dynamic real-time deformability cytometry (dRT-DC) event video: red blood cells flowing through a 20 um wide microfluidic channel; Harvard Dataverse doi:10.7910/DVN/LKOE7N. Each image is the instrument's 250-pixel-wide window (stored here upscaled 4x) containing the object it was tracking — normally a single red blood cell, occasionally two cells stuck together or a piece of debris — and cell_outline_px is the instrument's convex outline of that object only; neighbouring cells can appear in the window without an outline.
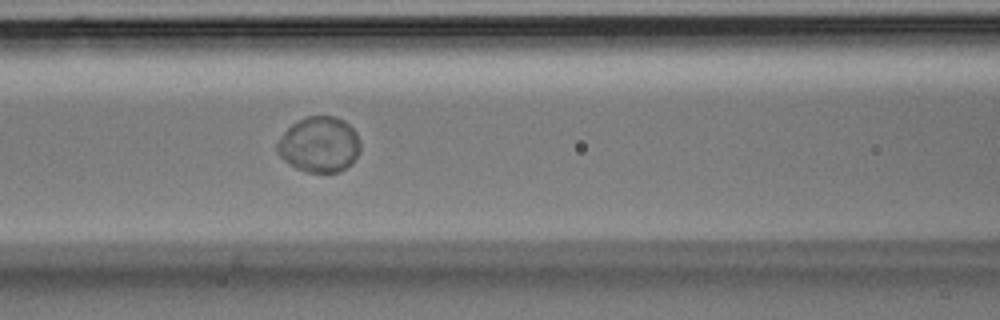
{"species": "Egyptian fruit bat (a non-hibernating species)", "species_latin": "Rousettus aegyptiacus", "temperature_condition": "room temperature", "stored_images_in_passage": 30, "camera_frame_rate_fps": 3000, "um_per_image_px": 0.085, "animal": {"sex": "male"}, "frame": {"image": 1, "passage_image": 7, "time_ms": 2.0, "image_size_px": [1000, 320], "cell_outline_px": [[360, 152], [352, 164], [336, 172], [308, 172], [296, 168], [284, 160], [276, 152], [276, 144], [284, 132], [292, 124], [308, 116], [336, 116], [344, 120], [356, 132], [360, 140]], "centroid_in_image_um": [27.15, 12.28], "position_along_channel_um": 139.4, "area_um2": 26.93}}
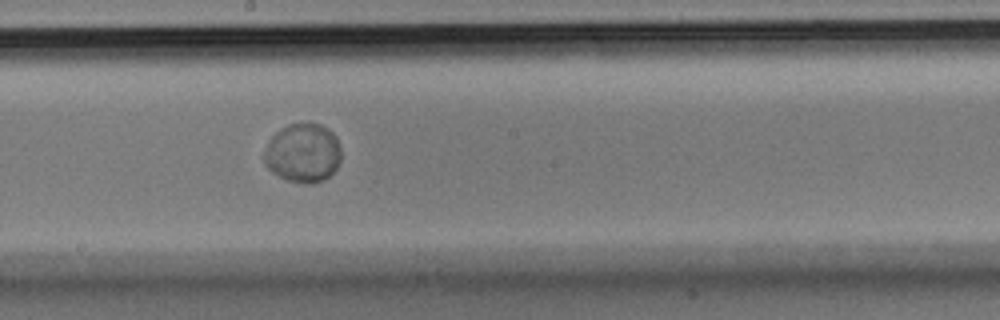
{"frame": {"image": 2, "passage_image": 13, "time_ms": 4.0, "image_size_px": [1000, 320], "cell_outline_px": [[340, 160], [336, 168], [324, 180], [312, 184], [304, 184], [284, 180], [272, 172], [264, 164], [264, 152], [272, 136], [280, 128], [288, 124], [320, 124], [328, 128], [336, 136], [340, 148]], "centroid_in_image_um": [25.74, 13.03], "position_along_channel_um": 222.5, "area_um2": 26.59}}
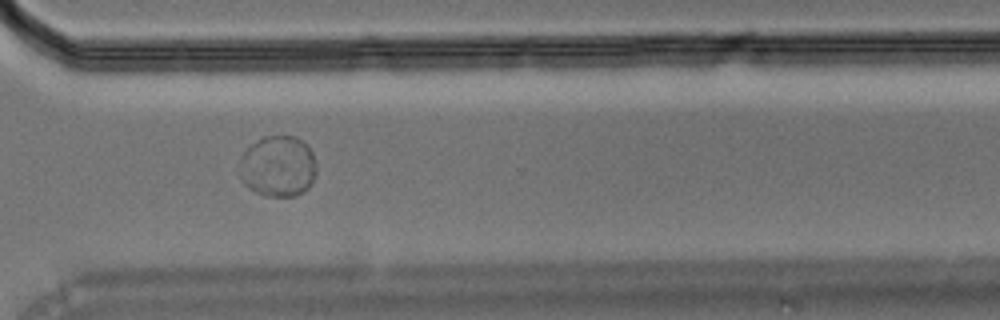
{"frame": {"image": 3, "passage_image": 22, "time_ms": 7.0, "image_size_px": [1000, 320], "cell_outline_px": [[316, 172], [312, 184], [304, 192], [296, 196], [264, 196], [248, 188], [240, 180], [240, 176], [244, 152], [256, 140], [264, 136], [296, 136], [312, 152], [316, 168]], "centroid_in_image_um": [23.65, 14.16], "position_along_channel_um": 347.0, "area_um2": 27.28}}